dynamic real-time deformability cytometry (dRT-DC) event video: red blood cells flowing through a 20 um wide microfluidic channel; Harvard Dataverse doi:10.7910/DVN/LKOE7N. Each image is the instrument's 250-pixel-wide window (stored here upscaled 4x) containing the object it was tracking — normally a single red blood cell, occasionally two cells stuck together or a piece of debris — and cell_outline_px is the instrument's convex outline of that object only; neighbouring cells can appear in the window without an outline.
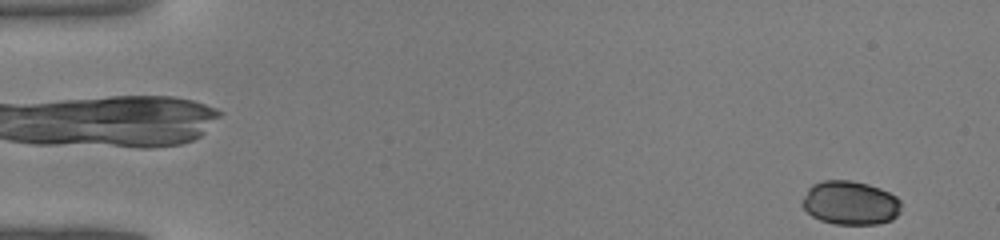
{"species": "common noctule bat (a hibernating species)", "species_latin": "Nyctalus noctula", "temperature_condition": "warm", "stored_images_in_passage": 42, "camera_frame_rate_fps": 3000, "um_per_image_px": 0.085, "animal": {"sex": "male", "body_mass_g": 19.0, "forearm_length_mm": 50.8}, "frame": {"image": 1, "passage_image": 1, "time_ms": 0.0, "image_size_px": [1000, 240], "cell_outline_px": [[900, 212], [892, 220], [876, 224], [832, 224], [820, 220], [812, 216], [800, 204], [800, 200], [808, 188], [812, 184], [824, 180], [852, 180], [868, 184], [880, 188], [896, 196], [900, 200]], "centroid_in_image_um": [72.24, 17.24], "position_along_channel_um": 12.8, "area_um2": 25.55}}
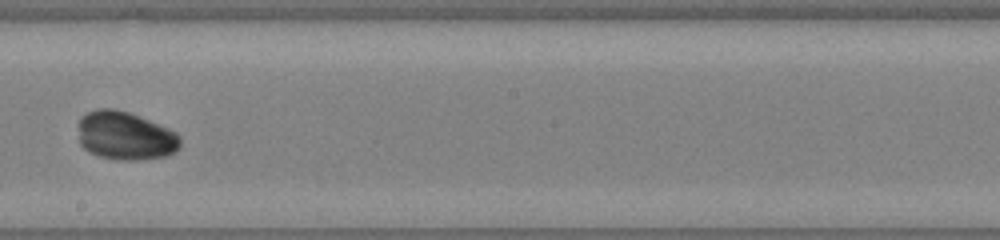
{"frame": {"image": 2, "passage_image": 24, "time_ms": 7.667, "image_size_px": [1000, 240], "cell_outline_px": [[180, 148], [176, 152], [164, 156], [136, 160], [116, 160], [100, 156], [88, 152], [80, 144], [80, 120], [88, 112], [100, 108], [112, 108], [128, 112], [168, 128], [176, 132], [180, 136]], "centroid_in_image_um": [10.68, 11.56], "position_along_channel_um": 237.5, "area_um2": 28.55}}
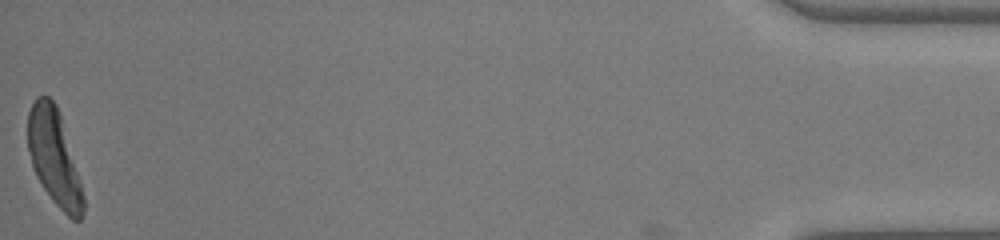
{"frame": {"image": 3, "passage_image": 42, "time_ms": 13.667, "image_size_px": [1000, 240], "cell_outline_px": [[84, 212], [80, 220], [72, 220], [52, 200], [36, 176], [32, 168], [28, 148], [28, 112], [36, 96], [48, 96], [56, 104], [60, 116], [84, 196]], "centroid_in_image_um": [4.58, 13.39], "position_along_channel_um": 430.6, "area_um2": 30.23}}